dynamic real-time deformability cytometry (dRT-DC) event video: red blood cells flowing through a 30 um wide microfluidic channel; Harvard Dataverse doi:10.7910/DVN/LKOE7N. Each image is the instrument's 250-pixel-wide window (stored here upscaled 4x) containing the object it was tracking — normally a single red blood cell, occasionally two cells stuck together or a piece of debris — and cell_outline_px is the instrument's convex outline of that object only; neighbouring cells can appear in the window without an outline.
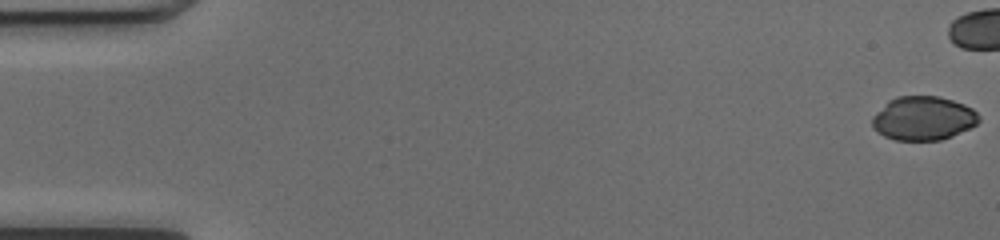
{"species": "common noctule bat (a hibernating species)", "species_latin": "Nyctalus noctula", "temperature_condition": "cold", "stored_images_in_passage": 41, "camera_frame_rate_fps": 3000, "um_per_image_px": 0.085, "animal": {"sex": "female", "body_mass_g": 17.0, "forearm_length_mm": 48.0}, "frame": {"image": 1, "passage_image": 1, "time_ms": 0.0, "image_size_px": [1000, 240], "cell_outline_px": [[980, 120], [976, 124], [952, 136], [940, 140], [896, 140], [884, 136], [872, 128], [872, 116], [888, 100], [896, 96], [940, 96], [964, 104], [972, 108], [980, 116]], "centroid_in_image_um": [78.46, 10.04], "position_along_channel_um": 6.5, "area_um2": 27.34}}
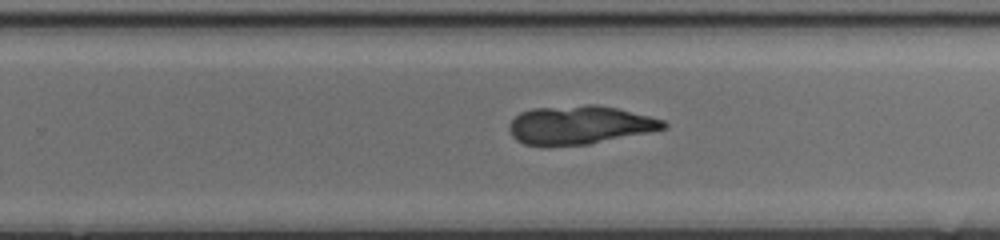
{"frame": {"image": 2, "passage_image": 33, "time_ms": 10.667, "image_size_px": [1000, 240], "cell_outline_px": [[668, 124], [664, 128], [648, 132], [588, 144], [524, 144], [516, 140], [512, 136], [508, 128], [512, 120], [520, 112], [532, 108], [584, 104], [596, 104], [616, 108], [664, 120]], "centroid_in_image_um": [49.25, 10.59], "position_along_channel_um": 280.6, "area_um2": 34.04}}
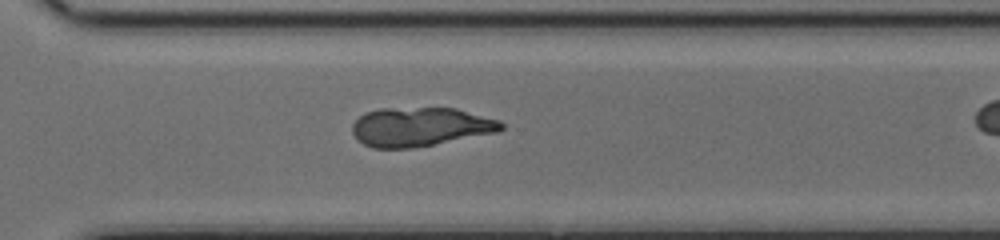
{"frame": {"image": 3, "passage_image": 37, "time_ms": 12.0, "image_size_px": [1000, 240], "cell_outline_px": [[504, 128], [500, 132], [412, 148], [372, 148], [356, 140], [352, 132], [352, 124], [364, 112], [380, 108], [456, 108], [500, 120], [504, 124]], "centroid_in_image_um": [35.72, 10.78], "position_along_channel_um": 334.9, "area_um2": 34.1}}